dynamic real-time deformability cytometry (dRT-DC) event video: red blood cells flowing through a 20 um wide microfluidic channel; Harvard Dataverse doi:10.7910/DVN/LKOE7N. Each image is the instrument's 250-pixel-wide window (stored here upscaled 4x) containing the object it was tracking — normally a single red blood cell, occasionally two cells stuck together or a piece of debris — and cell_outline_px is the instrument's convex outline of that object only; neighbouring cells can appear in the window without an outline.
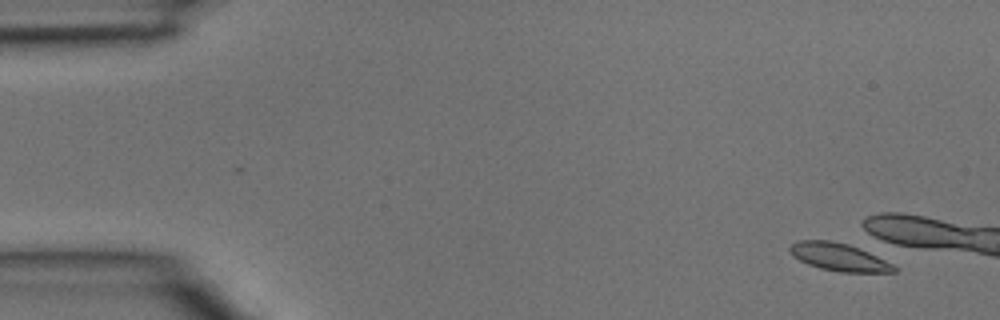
{"species": "common noctule bat (a hibernating species)", "species_latin": "Nyctalus noctula", "temperature_condition": "room temperature", "stored_images_in_passage": 5, "camera_frame_rate_fps": 3000, "um_per_image_px": 0.085, "animal": {"sex": "male", "body_mass_g": 15.6}, "frame": {"image": 1, "passage_image": 1, "time_ms": 0.0, "image_size_px": [1000, 320], "cell_outline_px": [[896, 272], [840, 272], [820, 268], [808, 264], [792, 256], [788, 248], [792, 244], [800, 240], [832, 240], [848, 244], [860, 248], [892, 264], [896, 268]], "centroid_in_image_um": [71.27, 21.84], "position_along_channel_um": 13.7, "area_um2": 16.7}}
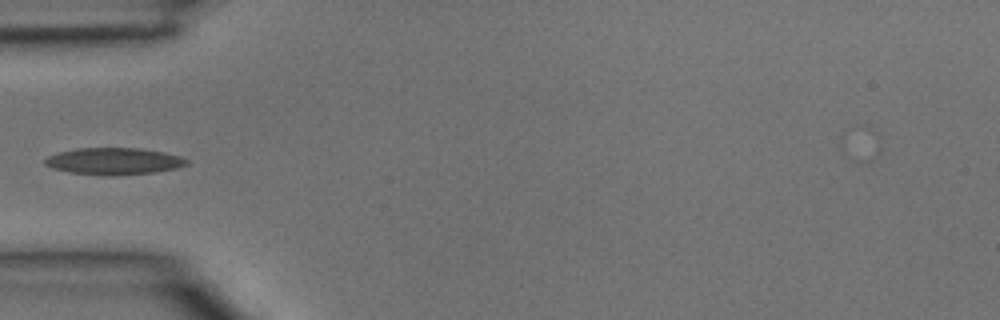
{"frame": {"image": 2, "passage_image": 5, "time_ms": 1.333, "image_size_px": [1000, 320], "cell_outline_px": [[188, 164], [176, 168], [156, 172], [116, 176], [108, 176], [68, 172], [52, 168], [44, 164], [44, 160], [48, 156], [60, 152], [76, 148], [140, 148], [164, 152], [180, 156], [188, 160]], "centroid_in_image_um": [9.68, 13.71], "position_along_channel_um": 75.3, "area_um2": 22.31}}